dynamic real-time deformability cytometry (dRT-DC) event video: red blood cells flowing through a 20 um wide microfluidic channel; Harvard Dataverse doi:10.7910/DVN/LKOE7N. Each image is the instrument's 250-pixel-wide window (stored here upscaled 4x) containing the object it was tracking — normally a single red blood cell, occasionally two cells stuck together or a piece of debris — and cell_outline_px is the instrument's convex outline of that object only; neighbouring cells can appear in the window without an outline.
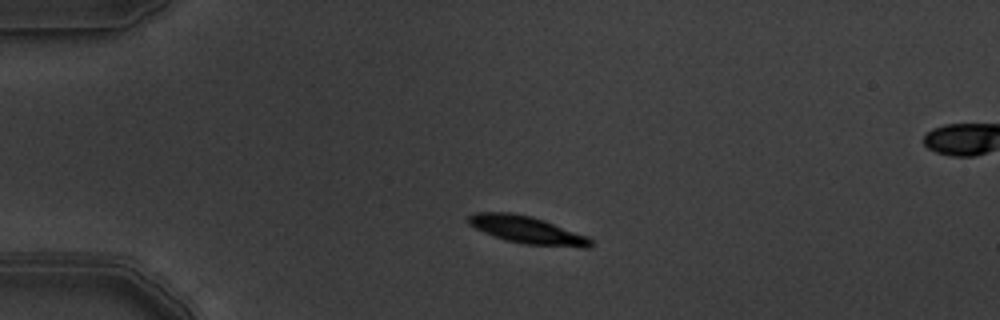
{"species": "common noctule bat (a hibernating species)", "species_latin": "Nyctalus noctula", "temperature_condition": "warm", "stored_images_in_passage": 5, "segment_of_instrument_passage": [1, 2], "camera_frame_rate_fps": 3000, "um_per_image_px": 0.085, "animal": {"sex": "male", "body_mass_g": 19.5, "forearm_length_mm": 54.6}, "frame": {"image": 1, "passage_image": 3, "time_ms": 0.667, "image_size_px": [1000, 320], "cell_outline_px": [[592, 244], [588, 248], [584, 248], [524, 244], [504, 240], [484, 232], [468, 224], [468, 216], [476, 212], [512, 212], [532, 216], [544, 220], [588, 236], [592, 240]], "centroid_in_image_um": [44.82, 19.54], "position_along_channel_um": 40.2, "area_um2": 19.65}}